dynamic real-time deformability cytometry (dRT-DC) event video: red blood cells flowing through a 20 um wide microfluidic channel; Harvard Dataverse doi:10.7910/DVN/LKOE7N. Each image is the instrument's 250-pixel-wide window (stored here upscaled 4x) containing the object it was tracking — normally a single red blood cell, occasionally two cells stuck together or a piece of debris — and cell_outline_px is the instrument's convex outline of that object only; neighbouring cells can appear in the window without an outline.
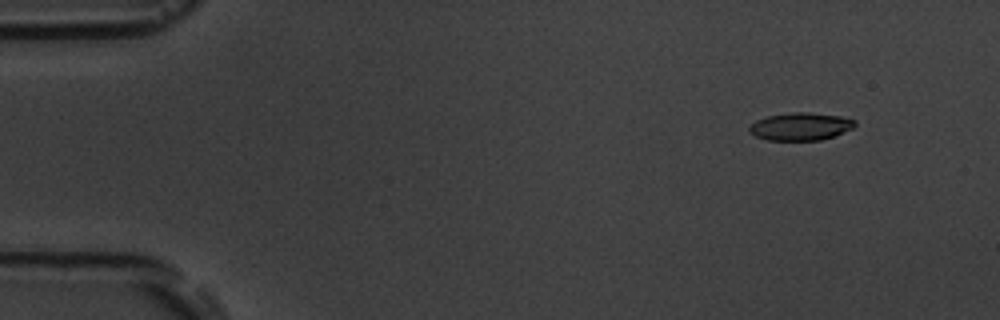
{"species": "common noctule bat (a hibernating species)", "species_latin": "Nyctalus noctula", "temperature_condition": "room temperature", "stored_images_in_passage": 15, "camera_frame_rate_fps": 3000, "um_per_image_px": 0.085, "animal": {"sex": "male", "body_mass_g": 19.5, "forearm_length_mm": 54.6}, "frame": {"image": 1, "passage_image": 2, "time_ms": 1.333, "image_size_px": [1000, 320], "cell_outline_px": [[856, 124], [852, 128], [832, 136], [820, 140], [768, 140], [756, 136], [748, 128], [756, 120], [768, 116], [792, 112], [808, 112], [840, 116], [856, 120]], "centroid_in_image_um": [68.05, 10.74], "position_along_channel_um": 16.9, "area_um2": 16.76}}
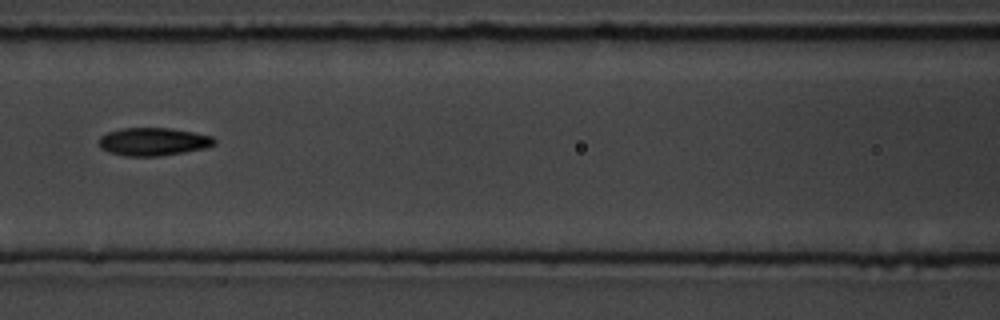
{"frame": {"image": 2, "passage_image": 7, "time_ms": 8.0, "image_size_px": [1000, 320], "cell_outline_px": [[216, 144], [204, 148], [184, 152], [156, 156], [124, 156], [108, 152], [100, 148], [100, 136], [108, 132], [120, 128], [172, 128], [212, 136], [216, 140]], "centroid_in_image_um": [13.02, 12.04], "position_along_channel_um": 153.6, "area_um2": 18.79}}
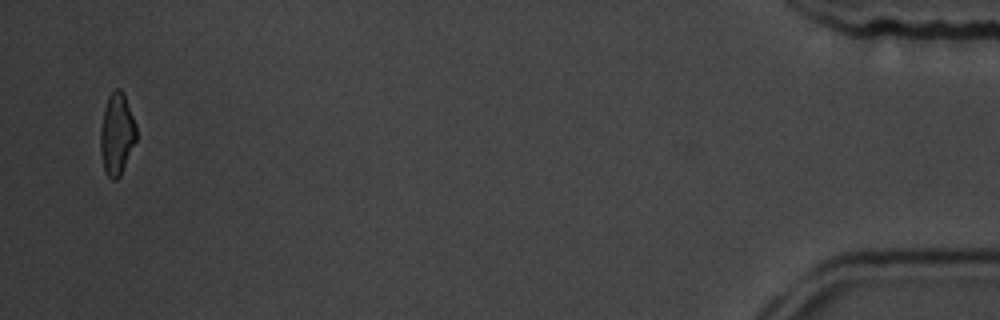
{"frame": {"image": 3, "passage_image": 15, "time_ms": 18.0, "image_size_px": [1000, 320], "cell_outline_px": [[136, 140], [120, 176], [116, 180], [112, 180], [108, 176], [104, 168], [100, 152], [100, 128], [104, 108], [108, 96], [116, 88], [120, 88], [124, 92], [136, 124]], "centroid_in_image_um": [9.92, 11.37], "position_along_channel_um": 425.3, "area_um2": 17.17}, "authors_computed_cell_mechanics": {"area_um2": 18.0914, "velocity_mm_per_s": 3.5993, "shape_relaxation_time_tau1_ms": 7.6561, "shape_relaxation_time_tau2_ms": 3.5766, "deformation_change_tau1": 0.1713, "deformation_change_tau2": 0.1038}}